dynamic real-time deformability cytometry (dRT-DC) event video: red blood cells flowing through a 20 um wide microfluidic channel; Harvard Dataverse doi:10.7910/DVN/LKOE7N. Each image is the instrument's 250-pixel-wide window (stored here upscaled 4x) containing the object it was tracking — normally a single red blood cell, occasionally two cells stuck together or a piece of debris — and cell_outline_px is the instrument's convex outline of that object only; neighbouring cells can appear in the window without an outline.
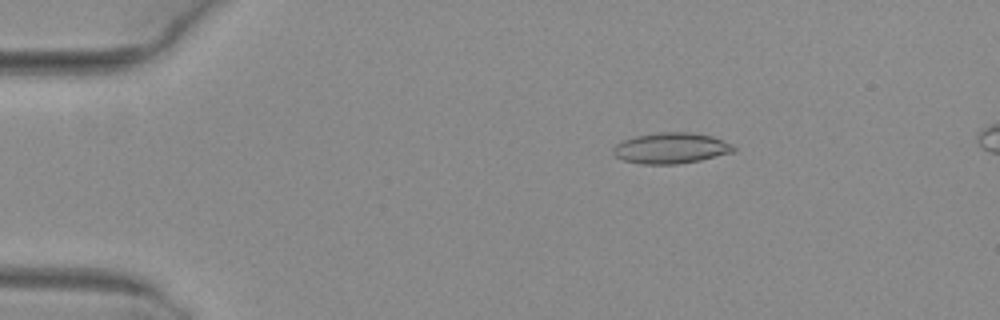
{"species": "common noctule bat (a hibernating species)", "species_latin": "Nyctalus noctula", "temperature_condition": "warm", "stored_images_in_passage": 4, "camera_frame_rate_fps": 3000, "um_per_image_px": 0.085, "animal": {"sex": "female", "body_mass_g": 29.2, "forearm_length_mm": 56.3}, "frame": {"image": 1, "passage_image": 1, "time_ms": 0.0, "image_size_px": [1000, 320], "cell_outline_px": [[736, 152], [700, 160], [676, 164], [644, 164], [624, 160], [616, 156], [612, 152], [612, 148], [616, 144], [624, 140], [636, 136], [656, 132], [692, 132], [712, 136], [724, 140], [732, 144], [736, 148]], "centroid_in_image_um": [57.07, 12.58], "position_along_channel_um": 27.9, "area_um2": 21.73}}